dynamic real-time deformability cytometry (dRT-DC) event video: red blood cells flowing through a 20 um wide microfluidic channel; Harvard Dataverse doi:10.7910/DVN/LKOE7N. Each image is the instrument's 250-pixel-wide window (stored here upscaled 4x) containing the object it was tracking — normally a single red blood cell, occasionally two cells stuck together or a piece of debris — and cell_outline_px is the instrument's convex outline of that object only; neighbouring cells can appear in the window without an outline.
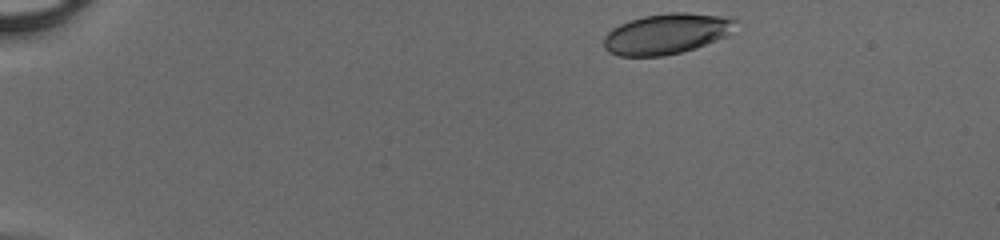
{"species": "human", "species_latin": "Homo sapiens", "temperature_condition": "cold", "stored_images_in_passage": 37, "camera_frame_rate_fps": 3000, "um_per_image_px": 0.085, "donor": {"sex": "male"}, "frame": {"image": 1, "passage_image": 1, "time_ms": 0.0, "image_size_px": [1000, 240], "cell_outline_px": [[740, 20], [728, 36], [696, 48], [664, 56], [620, 56], [608, 52], [604, 48], [604, 36], [612, 28], [620, 24], [644, 16], [668, 12], [688, 12], [732, 16]], "centroid_in_image_um": [56.73, 2.85], "position_along_channel_um": 28.3, "area_um2": 31.62}}
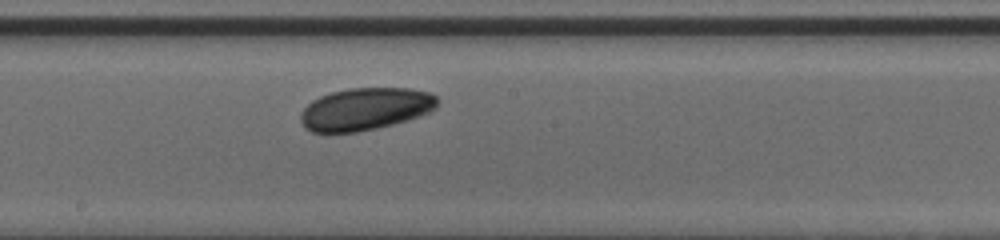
{"frame": {"image": 2, "passage_image": 22, "time_ms": 7.0, "image_size_px": [1000, 240], "cell_outline_px": [[440, 100], [436, 108], [432, 112], [408, 120], [376, 128], [356, 132], [312, 132], [304, 128], [300, 120], [300, 116], [304, 108], [312, 100], [320, 96], [332, 92], [348, 88], [408, 88], [432, 92]], "centroid_in_image_um": [31.1, 9.26], "position_along_channel_um": 217.1, "area_um2": 34.04}}
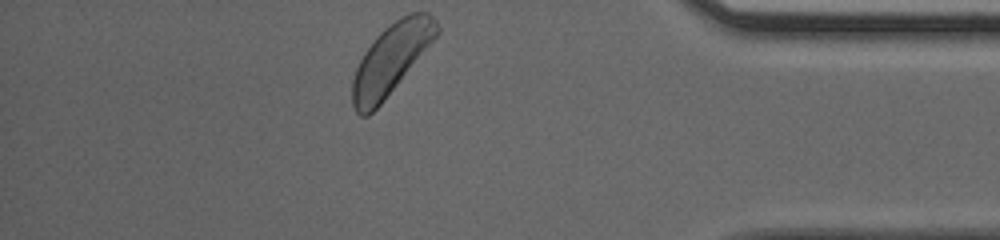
{"frame": {"image": 3, "passage_image": 37, "time_ms": 12.0, "image_size_px": [1000, 240], "cell_outline_px": [[440, 32], [380, 104], [368, 116], [360, 116], [356, 112], [352, 104], [352, 80], [356, 68], [364, 52], [376, 36], [384, 28], [400, 16], [412, 12], [428, 12], [436, 20], [440, 28]], "centroid_in_image_um": [33.22, 5.0], "position_along_channel_um": 402.0, "area_um2": 34.1}}